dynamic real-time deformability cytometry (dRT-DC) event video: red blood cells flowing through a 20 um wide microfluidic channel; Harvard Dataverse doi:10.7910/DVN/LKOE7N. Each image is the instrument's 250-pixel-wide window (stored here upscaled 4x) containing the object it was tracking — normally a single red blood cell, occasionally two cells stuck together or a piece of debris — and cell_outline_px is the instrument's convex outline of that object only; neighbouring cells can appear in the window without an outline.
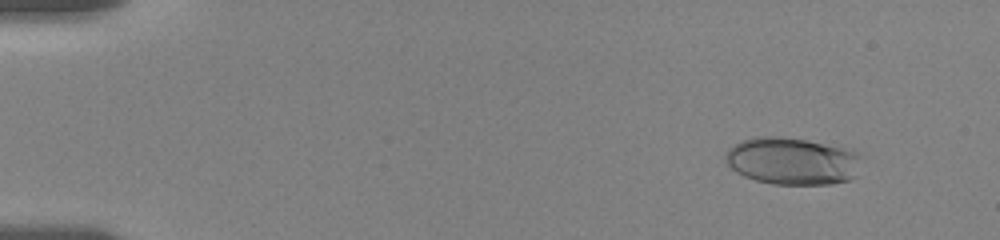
{"species": "human", "species_latin": "Homo sapiens", "temperature_condition": "room temperature", "stored_images_in_passage": 65, "camera_frame_rate_fps": 3000, "um_per_image_px": 0.085, "donor": {"sex": "female"}, "frame": {"image": 1, "passage_image": 6, "time_ms": 1.0, "image_size_px": [1000, 240], "cell_outline_px": [[860, 156], [856, 176], [848, 180], [832, 184], [772, 184], [756, 180], [744, 176], [736, 172], [724, 160], [724, 156], [728, 148], [744, 140], [764, 136], [772, 136], [804, 140], [852, 148]], "centroid_in_image_um": [67.35, 13.7], "position_along_channel_um": 17.6, "area_um2": 37.34}}
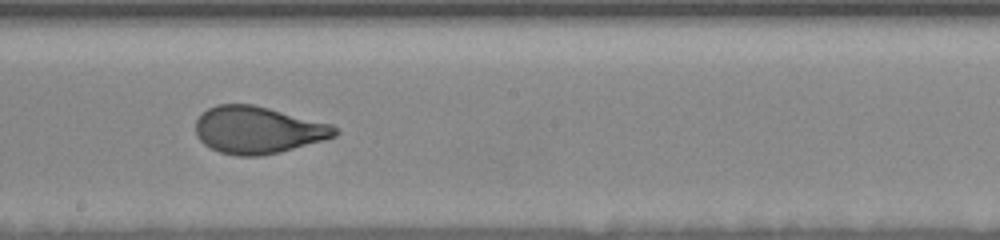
{"frame": {"image": 2, "passage_image": 35, "time_ms": 10.0, "image_size_px": [1000, 240], "cell_outline_px": [[340, 132], [336, 136], [324, 140], [280, 152], [260, 156], [236, 156], [220, 152], [204, 144], [196, 136], [196, 120], [208, 108], [220, 104], [252, 104], [332, 124]], "centroid_in_image_um": [21.93, 11.06], "position_along_channel_um": 226.3, "area_um2": 38.15}}
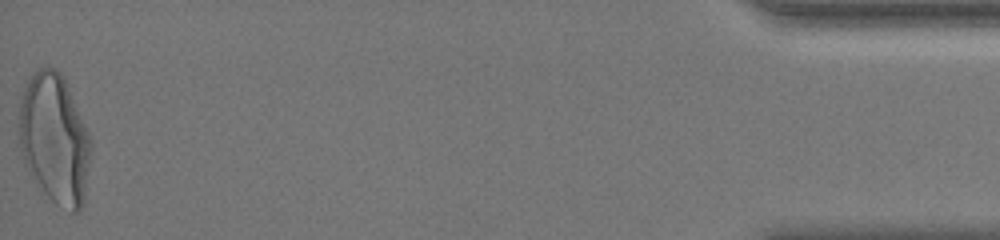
{"frame": {"image": 3, "passage_image": 65, "time_ms": 18.0, "image_size_px": [1000, 240], "cell_outline_px": [[92, 148], [84, 200], [80, 212], [72, 212], [56, 204], [36, 188], [24, 160], [20, 148], [20, 104], [24, 88], [28, 80], [40, 68], [48, 64], [56, 68], [60, 72], [64, 80], [88, 132], [92, 144]], "centroid_in_image_um": [4.64, 11.86], "position_along_channel_um": 430.6, "area_um2": 54.33}, "authors_computed_cell_mechanics": {"area_um2": 38.3792, "velocity_mm_per_s": 3.6036, "shape_relaxation_time_tau1_ms": 4.3636, "shape_relaxation_time_tau2_ms": null, "deformation_change_tau1": 0.18, "deformation_change_tau2": null}}